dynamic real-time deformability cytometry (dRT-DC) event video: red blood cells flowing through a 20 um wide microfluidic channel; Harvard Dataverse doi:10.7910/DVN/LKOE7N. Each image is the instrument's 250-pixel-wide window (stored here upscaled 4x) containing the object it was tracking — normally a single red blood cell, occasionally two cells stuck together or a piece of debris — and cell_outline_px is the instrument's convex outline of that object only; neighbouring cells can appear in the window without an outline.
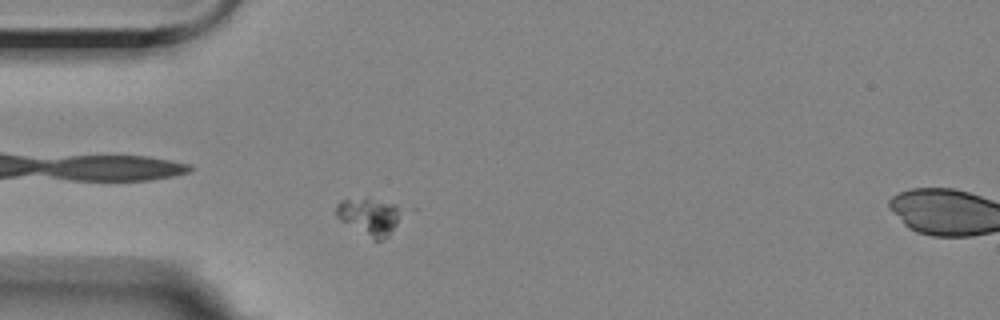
{"species": "Egyptian fruit bat (a non-hibernating species)", "species_latin": "Rousettus aegyptiacus", "temperature_condition": "room temperature", "stored_images_in_passage": 50, "camera_frame_rate_fps": 3000, "um_per_image_px": 0.085, "animal": {"sex": "female"}, "frame": {"image": 1, "passage_image": 6, "time_ms": 1.667, "image_size_px": [1000, 320], "cell_outline_px": [[404, 208], [396, 224], [388, 236], [380, 240], [372, 240], [340, 220], [336, 216], [336, 204], [340, 200], [368, 196], [396, 204]], "centroid_in_image_um": [31.4, 18.35], "position_along_channel_um": 53.6, "area_um2": 14.62}}
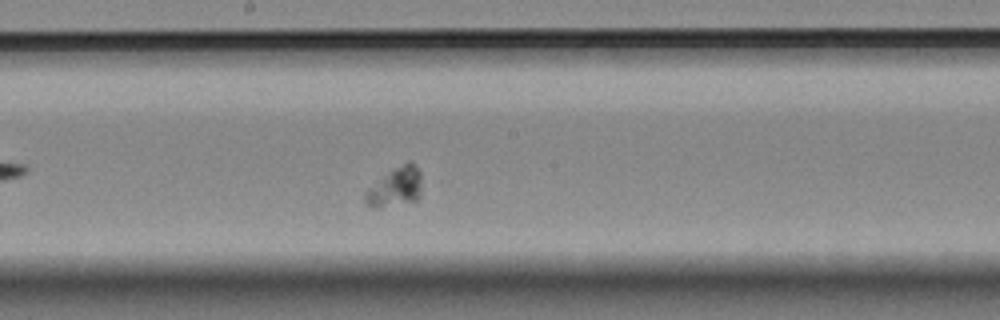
{"frame": {"image": 2, "passage_image": 21, "time_ms": 6.667, "image_size_px": [1000, 320], "cell_outline_px": [[420, 196], [416, 200], [372, 208], [364, 200], [364, 192], [392, 168], [408, 160], [412, 160], [420, 172]], "centroid_in_image_um": [33.61, 15.85], "position_along_channel_um": 214.6, "area_um2": 12.77}}
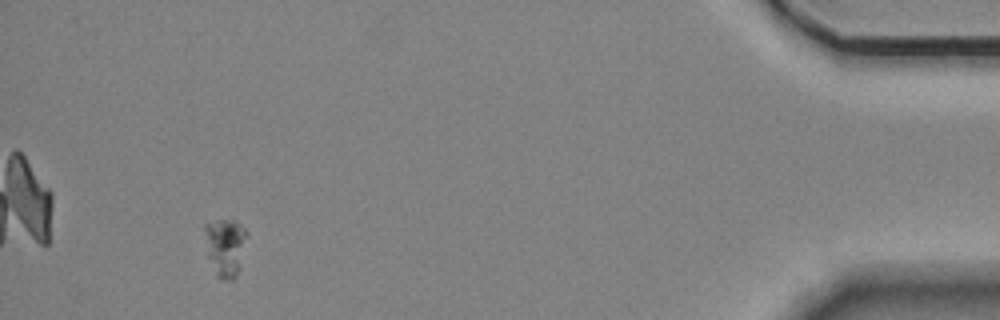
{"frame": {"image": 3, "passage_image": 45, "time_ms": 14.667, "image_size_px": [1000, 320], "cell_outline_px": [[248, 236], [236, 276], [232, 280], [224, 280], [216, 276], [208, 256], [204, 228], [204, 224], [216, 220], [232, 220], [240, 224], [248, 232]], "centroid_in_image_um": [19.16, 20.98], "position_along_channel_um": 416.0, "area_um2": 14.16}}